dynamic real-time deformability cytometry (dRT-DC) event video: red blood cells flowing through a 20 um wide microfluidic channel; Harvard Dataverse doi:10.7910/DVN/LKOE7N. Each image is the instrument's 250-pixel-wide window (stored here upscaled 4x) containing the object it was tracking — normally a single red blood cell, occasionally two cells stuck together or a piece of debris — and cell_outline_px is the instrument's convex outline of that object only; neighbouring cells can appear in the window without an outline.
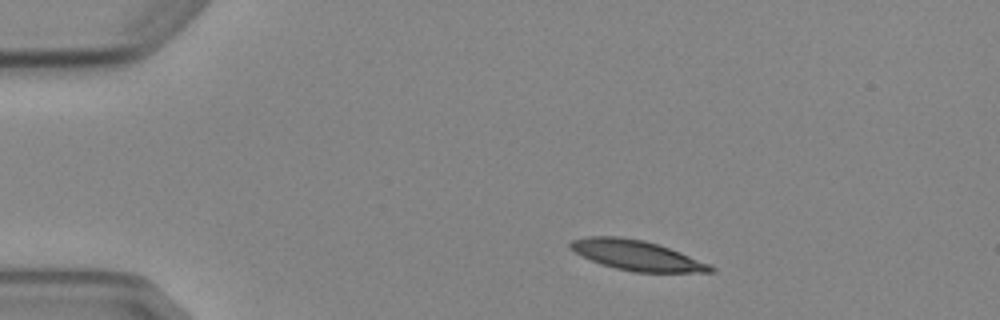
{"species": "Egyptian fruit bat (a non-hibernating species)", "species_latin": "Rousettus aegyptiacus", "temperature_condition": "cold", "stored_images_in_passage": 4, "camera_frame_rate_fps": 3000, "um_per_image_px": 0.085, "animal": {"sex": "female"}, "frame": {"image": 1, "passage_image": 1, "time_ms": 0.0, "image_size_px": [1000, 320], "cell_outline_px": [[716, 272], [632, 272], [600, 264], [568, 248], [568, 244], [572, 240], [588, 236], [616, 236], [644, 240], [680, 252], [708, 264], [716, 268]], "centroid_in_image_um": [54.09, 21.7], "position_along_channel_um": 30.9, "area_um2": 24.28}}
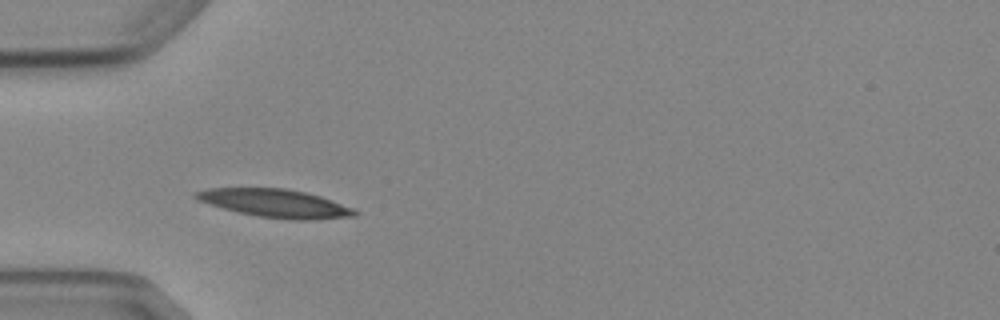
{"frame": {"image": 2, "passage_image": 3, "time_ms": 2.333, "image_size_px": [1000, 320], "cell_outline_px": [[360, 212], [356, 216], [312, 220], [292, 220], [256, 216], [224, 208], [196, 200], [192, 196], [192, 192], [208, 188], [284, 188], [304, 192], [320, 196], [332, 200], [352, 208]], "centroid_in_image_um": [23.38, 17.28], "position_along_channel_um": 61.6, "area_um2": 26.13}}
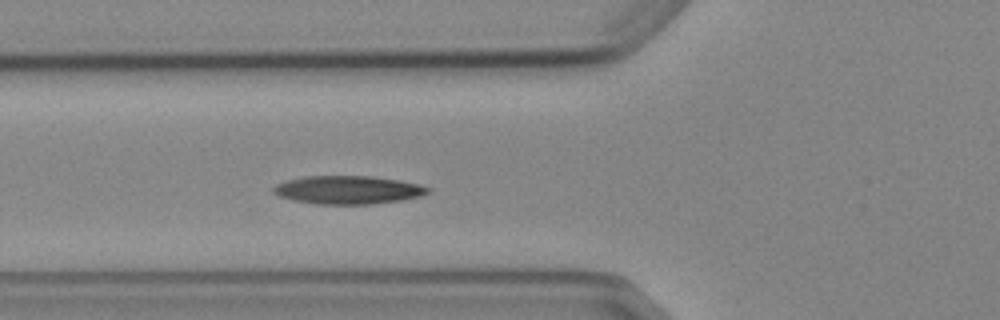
{"frame": {"image": 3, "passage_image": 4, "time_ms": 3.333, "image_size_px": [1000, 320], "cell_outline_px": [[432, 192], [420, 196], [400, 200], [372, 204], [316, 204], [292, 200], [280, 196], [272, 192], [272, 188], [276, 184], [284, 180], [304, 176], [372, 176], [400, 180], [420, 184], [432, 188]], "centroid_in_image_um": [29.59, 16.13], "position_along_channel_um": 96.2, "area_um2": 25.72}}